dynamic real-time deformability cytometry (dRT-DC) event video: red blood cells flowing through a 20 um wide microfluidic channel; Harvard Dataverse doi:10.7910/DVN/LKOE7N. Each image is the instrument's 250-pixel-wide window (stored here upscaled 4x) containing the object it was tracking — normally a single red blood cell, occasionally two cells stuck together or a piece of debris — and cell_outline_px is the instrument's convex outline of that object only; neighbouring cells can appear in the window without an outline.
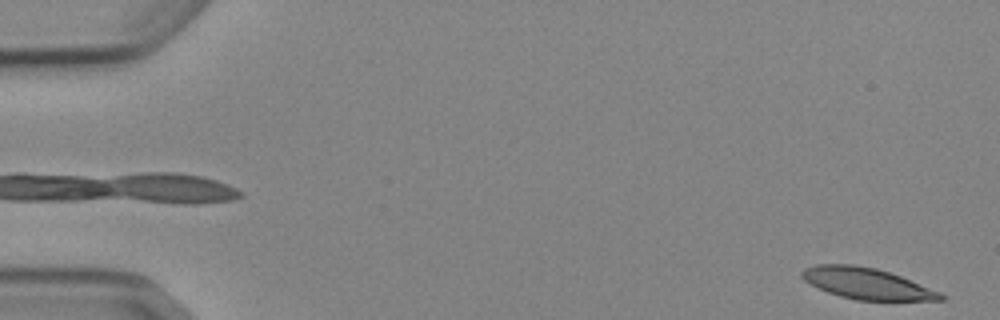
{"species": "Egyptian fruit bat (a non-hibernating species)", "species_latin": "Rousettus aegyptiacus", "temperature_condition": "cold", "stored_images_in_passage": 52, "camera_frame_rate_fps": 3000, "um_per_image_px": 0.085, "animal": {"sex": "female"}, "frame": {"image": 1, "passage_image": 1, "time_ms": 0.0, "image_size_px": [1000, 320], "cell_outline_px": [[944, 300], [856, 300], [840, 296], [828, 292], [804, 280], [800, 276], [800, 272], [804, 268], [816, 264], [852, 264], [876, 268], [900, 276], [940, 292], [944, 296]], "centroid_in_image_um": [73.63, 24.09], "position_along_channel_um": 11.4, "area_um2": 24.91}}
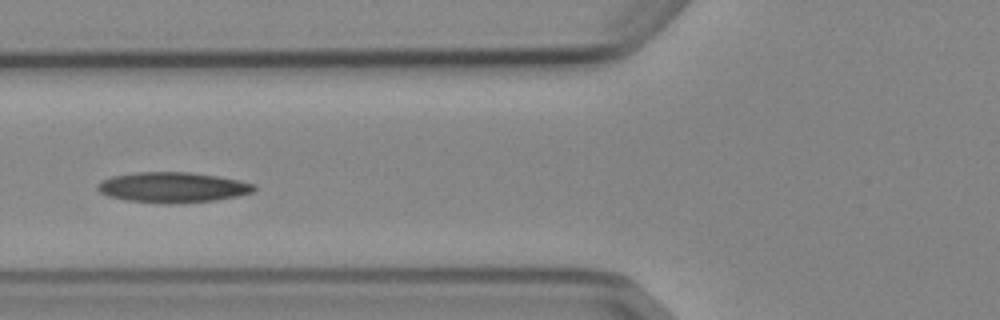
{"frame": {"image": 2, "passage_image": 20, "time_ms": 6.333, "image_size_px": [1000, 320], "cell_outline_px": [[256, 188], [252, 192], [240, 196], [216, 200], [168, 204], [124, 200], [108, 196], [100, 192], [96, 188], [96, 184], [100, 180], [112, 176], [136, 172], [192, 172], [240, 180], [256, 184]], "centroid_in_image_um": [14.66, 15.92], "position_along_channel_um": 111.1, "area_um2": 27.98}}
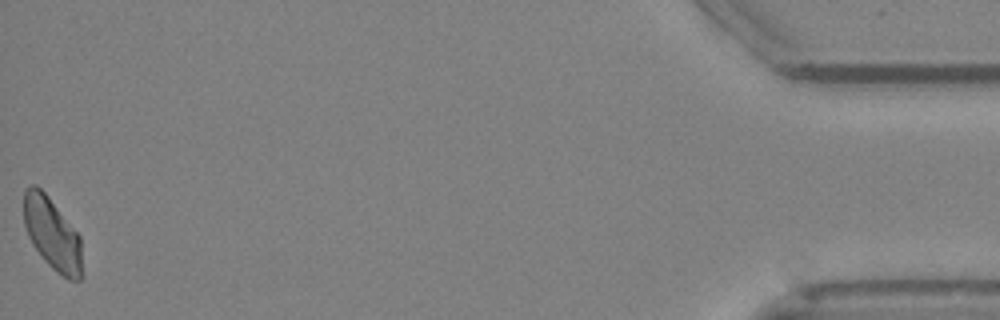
{"frame": {"image": 3, "passage_image": 52, "time_ms": 17.0, "image_size_px": [1000, 320], "cell_outline_px": [[84, 276], [80, 280], [68, 280], [56, 272], [44, 260], [32, 244], [28, 236], [24, 224], [24, 188], [32, 184], [36, 184], [48, 196], [80, 236]], "centroid_in_image_um": [4.46, 19.92], "position_along_channel_um": 430.7, "area_um2": 24.85}}